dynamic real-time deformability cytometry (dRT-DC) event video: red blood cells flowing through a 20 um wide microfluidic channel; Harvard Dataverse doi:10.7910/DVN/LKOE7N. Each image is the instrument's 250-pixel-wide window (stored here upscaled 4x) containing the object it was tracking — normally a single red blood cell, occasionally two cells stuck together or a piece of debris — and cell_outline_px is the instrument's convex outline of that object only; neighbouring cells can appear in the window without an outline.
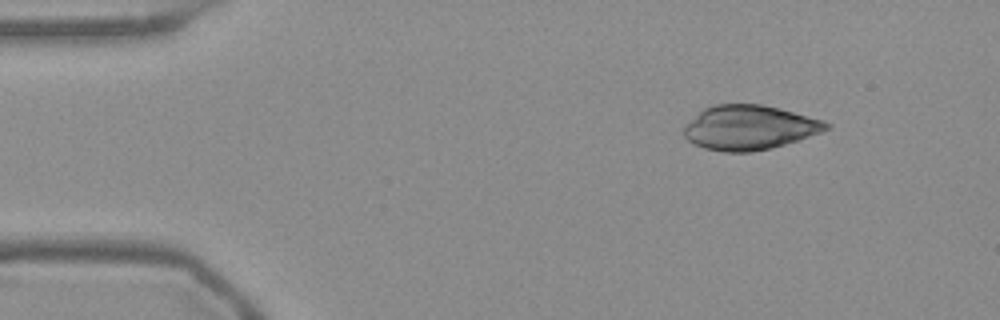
{"species": "Egyptian fruit bat (a non-hibernating species)", "species_latin": "Rousettus aegyptiacus", "temperature_condition": "warm", "stored_images_in_passage": 47, "camera_frame_rate_fps": 3000, "um_per_image_px": 0.085, "frame": {"image": 1, "passage_image": 1, "time_ms": 0.0, "image_size_px": [1000, 320], "cell_outline_px": [[832, 128], [772, 148], [752, 152], [724, 152], [704, 148], [688, 140], [684, 136], [684, 124], [704, 108], [712, 104], [764, 104], [780, 108], [824, 120], [832, 124]], "centroid_in_image_um": [63.69, 10.83], "position_along_channel_um": 21.3, "area_um2": 37.05}}